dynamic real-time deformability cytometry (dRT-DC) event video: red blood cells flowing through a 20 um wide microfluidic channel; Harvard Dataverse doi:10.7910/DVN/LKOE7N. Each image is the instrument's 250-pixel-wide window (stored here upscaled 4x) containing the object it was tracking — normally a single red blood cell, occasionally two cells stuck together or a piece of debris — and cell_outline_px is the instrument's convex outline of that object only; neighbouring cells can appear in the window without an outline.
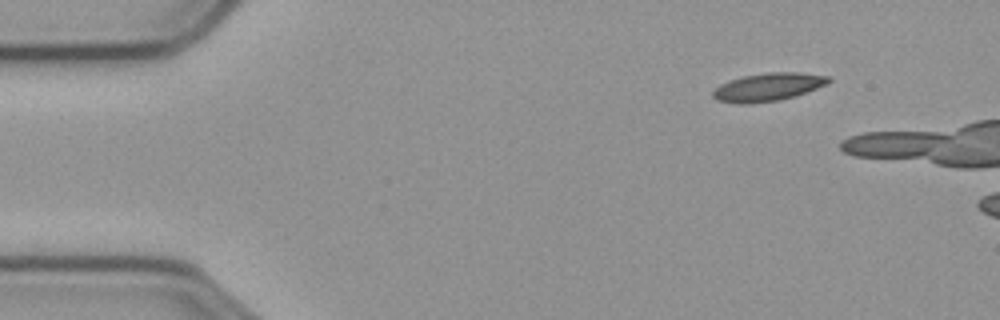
{"species": "common noctule bat (a hibernating species)", "species_latin": "Nyctalus noctula", "temperature_condition": "cold", "stored_images_in_passage": 15, "camera_frame_rate_fps": 3000, "um_per_image_px": 0.085, "animal": {"sex": "male", "body_mass_g": 23.1, "forearm_length_mm": 52.7}, "frame": {"image": 1, "passage_image": 1, "time_ms": 0.0, "image_size_px": [1000, 320], "cell_outline_px": [[832, 80], [828, 84], [780, 100], [748, 104], [740, 104], [716, 100], [712, 96], [712, 92], [720, 84], [728, 80], [744, 76], [768, 72], [796, 72], [832, 76]], "centroid_in_image_um": [65.27, 7.39], "position_along_channel_um": 19.7, "area_um2": 18.9}}
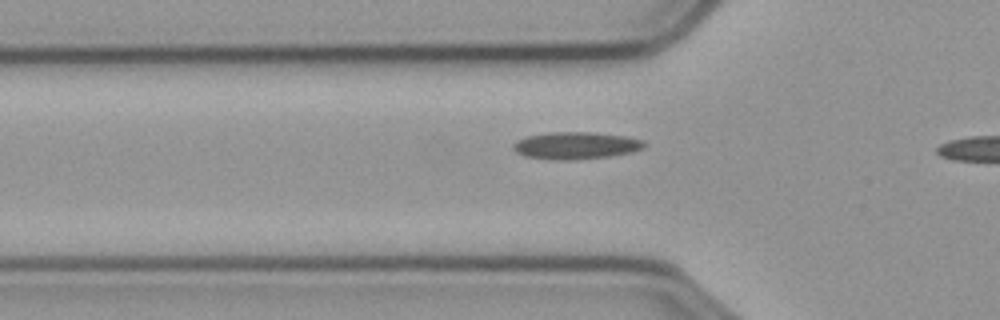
{"frame": {"image": 2, "passage_image": 13, "time_ms": 4.0, "image_size_px": [1000, 320], "cell_outline_px": [[644, 148], [632, 152], [608, 156], [572, 160], [552, 160], [524, 156], [516, 152], [512, 148], [512, 144], [516, 140], [524, 136], [548, 132], [596, 132], [624, 136], [644, 140]], "centroid_in_image_um": [48.89, 12.36], "position_along_channel_um": 76.9, "area_um2": 20.98}}